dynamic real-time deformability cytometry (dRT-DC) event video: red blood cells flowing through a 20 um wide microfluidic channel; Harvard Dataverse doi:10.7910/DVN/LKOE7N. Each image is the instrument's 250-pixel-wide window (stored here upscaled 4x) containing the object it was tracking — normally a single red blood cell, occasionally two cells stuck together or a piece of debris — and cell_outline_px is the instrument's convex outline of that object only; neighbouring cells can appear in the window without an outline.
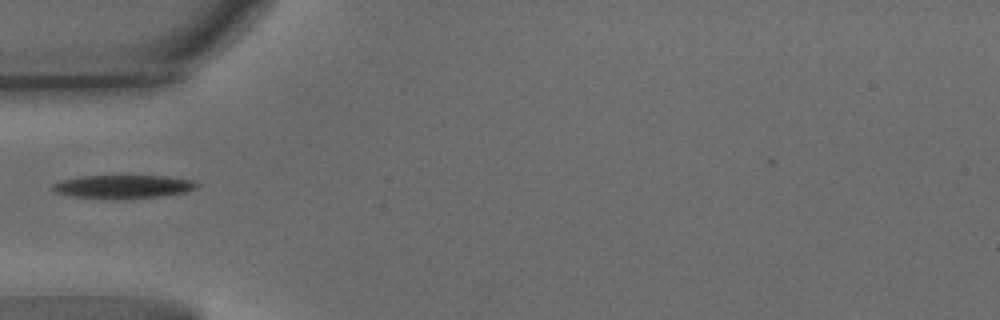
{"species": "common noctule bat (a hibernating species)", "species_latin": "Nyctalus noctula", "temperature_condition": "warm", "stored_images_in_passage": 32, "camera_frame_rate_fps": 3000, "um_per_image_px": 0.085, "animal": {"sex": "male", "body_mass_g": 15.6}, "frame": {"image": 1, "passage_image": 1, "time_ms": 0.0, "image_size_px": [1000, 320], "cell_outline_px": [[200, 184], [196, 188], [184, 192], [160, 196], [120, 200], [104, 200], [72, 196], [56, 192], [48, 188], [52, 184], [64, 180], [80, 176], [168, 176], [192, 180]], "centroid_in_image_um": [10.43, 15.88], "position_along_channel_um": 74.6, "area_um2": 20.0}}
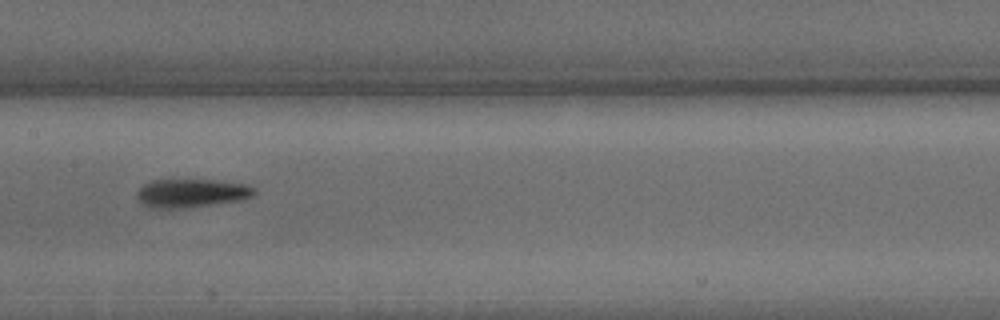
{"frame": {"image": 2, "passage_image": 12, "time_ms": 3.667, "image_size_px": [1000, 320], "cell_outline_px": [[256, 192], [252, 196], [240, 200], [192, 208], [152, 208], [144, 204], [136, 196], [136, 192], [144, 184], [152, 180], [220, 180], [248, 184], [256, 188]], "centroid_in_image_um": [16.32, 16.42], "position_along_channel_um": 191.1, "area_um2": 19.71}}
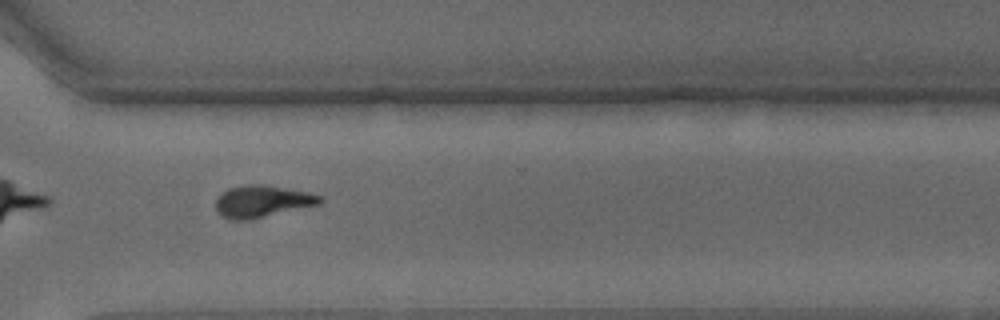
{"frame": {"image": 3, "passage_image": 27, "time_ms": 8.667, "image_size_px": [1000, 320], "cell_outline_px": [[324, 200], [320, 204], [252, 220], [232, 220], [224, 216], [216, 208], [216, 200], [228, 188], [248, 184], [260, 184], [308, 192], [320, 196]], "centroid_in_image_um": [22.32, 17.12], "position_along_channel_um": 348.3, "area_um2": 19.25}}